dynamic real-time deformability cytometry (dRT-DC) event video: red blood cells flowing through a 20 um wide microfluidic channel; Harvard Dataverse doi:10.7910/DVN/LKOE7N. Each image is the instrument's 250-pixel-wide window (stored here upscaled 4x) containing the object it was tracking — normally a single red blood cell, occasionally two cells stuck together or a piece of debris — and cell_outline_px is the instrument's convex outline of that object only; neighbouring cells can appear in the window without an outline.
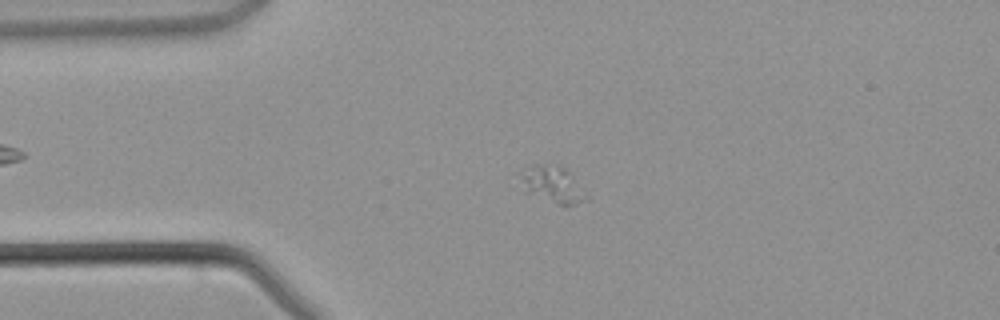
{"species": "common noctule bat (a hibernating species)", "species_latin": "Nyctalus noctula", "temperature_condition": "warm", "stored_images_in_passage": 36, "camera_frame_rate_fps": 3000, "um_per_image_px": 0.085, "animal": {"sex": "male", "body_mass_g": 21.5, "forearm_length_mm": 52.0}, "frame": {"image": 1, "passage_image": 1, "time_ms": 0.0, "image_size_px": [1000, 320], "cell_outline_px": [[588, 200], [564, 208], [524, 192], [524, 168], [536, 164], [564, 168], [588, 192]], "centroid_in_image_um": [47.07, 15.78], "position_along_channel_um": 37.9, "area_um2": 13.99}}
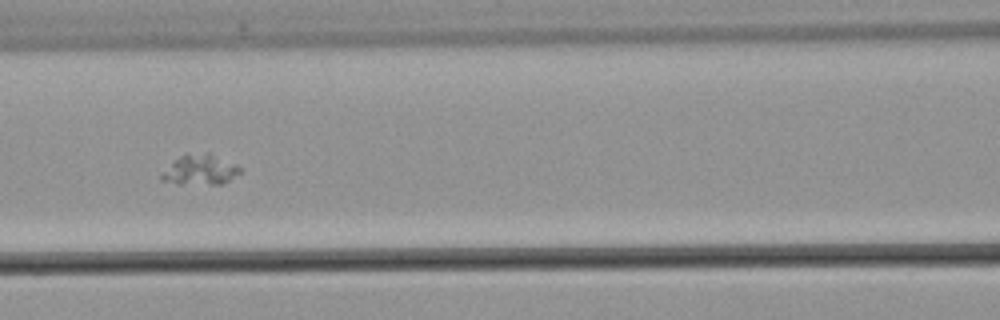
{"frame": {"image": 2, "passage_image": 10, "time_ms": 3.0, "image_size_px": [1000, 320], "cell_outline_px": [[244, 172], [224, 184], [176, 184], [160, 180], [160, 176], [176, 160], [184, 156], [208, 152], [236, 164], [244, 168]], "centroid_in_image_um": [17.13, 14.47], "position_along_channel_um": 149.5, "area_um2": 13.76}}
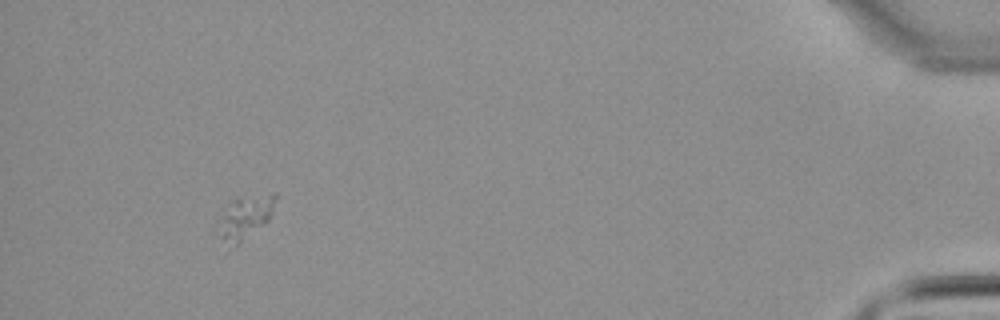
{"frame": {"image": 3, "passage_image": 33, "time_ms": 10.667, "image_size_px": [1000, 320], "cell_outline_px": [[276, 196], [272, 212], [268, 220], [240, 244], [228, 252], [216, 232], [216, 220], [236, 200], [276, 192]], "centroid_in_image_um": [20.74, 18.62], "position_along_channel_um": 414.5, "area_um2": 14.57}}